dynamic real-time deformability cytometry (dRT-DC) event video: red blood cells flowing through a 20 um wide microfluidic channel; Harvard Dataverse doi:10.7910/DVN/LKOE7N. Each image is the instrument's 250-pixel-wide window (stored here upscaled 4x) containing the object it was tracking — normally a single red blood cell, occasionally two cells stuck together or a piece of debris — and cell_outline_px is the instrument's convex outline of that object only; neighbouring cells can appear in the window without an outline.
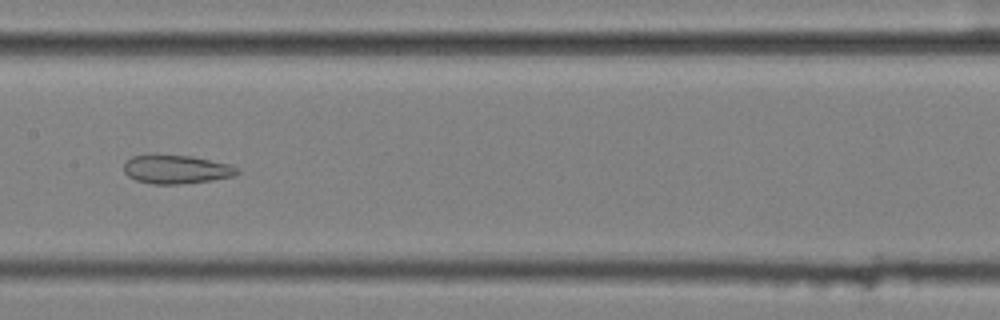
{"species": "common noctule bat (a hibernating species)", "species_latin": "Nyctalus noctula", "temperature_condition": "cold", "stored_images_in_passage": 58, "segment_of_instrument_passage": [2, 2], "camera_frame_rate_fps": 3000, "um_per_image_px": 0.085, "animal": {"sex": "female", "body_mass_g": 25.1}, "frame": {"image": 1, "passage_image": 30, "time_ms": 9.667, "image_size_px": [1000, 320], "cell_outline_px": [[240, 172], [236, 176], [212, 180], [180, 184], [152, 184], [136, 180], [128, 176], [124, 172], [124, 160], [132, 156], [152, 152], [156, 152], [192, 156], [232, 164], [240, 168]], "centroid_in_image_um": [14.98, 14.35], "position_along_channel_um": 192.4, "area_um2": 19.88}}
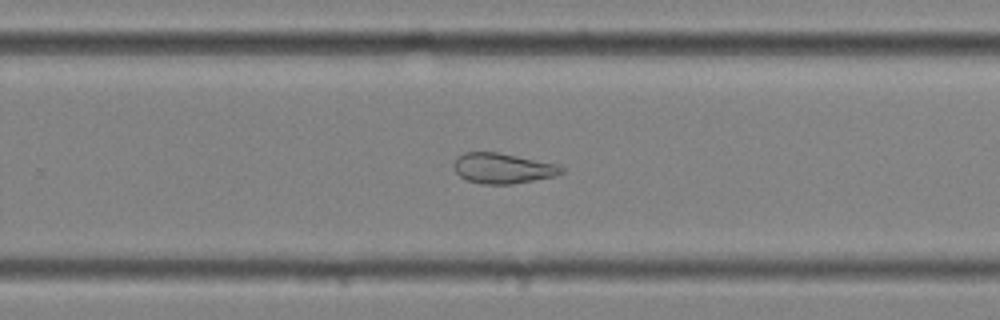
{"frame": {"image": 2, "passage_image": 38, "time_ms": 12.333, "image_size_px": [1000, 320], "cell_outline_px": [[564, 172], [556, 176], [512, 184], [484, 184], [468, 180], [460, 176], [456, 172], [452, 164], [464, 152], [496, 152], [560, 164], [564, 168]], "centroid_in_image_um": [42.78, 14.3], "position_along_channel_um": 287.0, "area_um2": 19.02}}
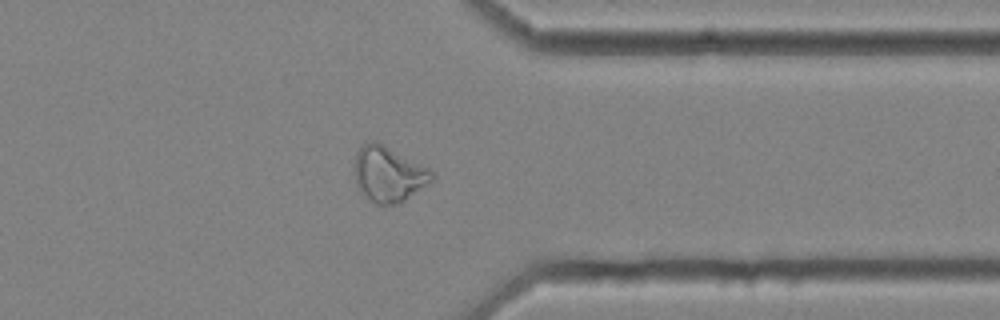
{"frame": {"image": 3, "passage_image": 46, "time_ms": 15.0, "image_size_px": [1000, 320], "cell_outline_px": [[436, 180], [400, 204], [376, 204], [356, 184], [356, 152], [364, 144], [372, 140], [376, 140], [432, 168], [436, 172]], "centroid_in_image_um": [33.16, 14.78], "position_along_channel_um": 378.2, "area_um2": 25.32}}